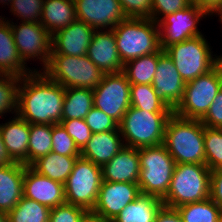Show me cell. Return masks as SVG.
Here are the masks:
<instances>
[{
    "label": "cell",
    "instance_id": "obj_50",
    "mask_svg": "<svg viewBox=\"0 0 222 222\" xmlns=\"http://www.w3.org/2000/svg\"><path fill=\"white\" fill-rule=\"evenodd\" d=\"M0 222H8V215H7V213L0 212Z\"/></svg>",
    "mask_w": 222,
    "mask_h": 222
},
{
    "label": "cell",
    "instance_id": "obj_29",
    "mask_svg": "<svg viewBox=\"0 0 222 222\" xmlns=\"http://www.w3.org/2000/svg\"><path fill=\"white\" fill-rule=\"evenodd\" d=\"M157 63L158 52L126 62L122 72L126 75L131 85L152 84L157 70Z\"/></svg>",
    "mask_w": 222,
    "mask_h": 222
},
{
    "label": "cell",
    "instance_id": "obj_46",
    "mask_svg": "<svg viewBox=\"0 0 222 222\" xmlns=\"http://www.w3.org/2000/svg\"><path fill=\"white\" fill-rule=\"evenodd\" d=\"M222 0H195L192 4L204 10L209 16L221 6Z\"/></svg>",
    "mask_w": 222,
    "mask_h": 222
},
{
    "label": "cell",
    "instance_id": "obj_16",
    "mask_svg": "<svg viewBox=\"0 0 222 222\" xmlns=\"http://www.w3.org/2000/svg\"><path fill=\"white\" fill-rule=\"evenodd\" d=\"M185 81L181 78L172 58L160 49L157 70L152 81L158 96L173 110L184 96Z\"/></svg>",
    "mask_w": 222,
    "mask_h": 222
},
{
    "label": "cell",
    "instance_id": "obj_4",
    "mask_svg": "<svg viewBox=\"0 0 222 222\" xmlns=\"http://www.w3.org/2000/svg\"><path fill=\"white\" fill-rule=\"evenodd\" d=\"M211 170L204 164H175L165 206L177 208L210 196Z\"/></svg>",
    "mask_w": 222,
    "mask_h": 222
},
{
    "label": "cell",
    "instance_id": "obj_8",
    "mask_svg": "<svg viewBox=\"0 0 222 222\" xmlns=\"http://www.w3.org/2000/svg\"><path fill=\"white\" fill-rule=\"evenodd\" d=\"M43 72L64 88H96L103 80L104 73L84 56L51 54Z\"/></svg>",
    "mask_w": 222,
    "mask_h": 222
},
{
    "label": "cell",
    "instance_id": "obj_26",
    "mask_svg": "<svg viewBox=\"0 0 222 222\" xmlns=\"http://www.w3.org/2000/svg\"><path fill=\"white\" fill-rule=\"evenodd\" d=\"M163 205L162 199L156 196L140 194L111 222H155L156 215Z\"/></svg>",
    "mask_w": 222,
    "mask_h": 222
},
{
    "label": "cell",
    "instance_id": "obj_42",
    "mask_svg": "<svg viewBox=\"0 0 222 222\" xmlns=\"http://www.w3.org/2000/svg\"><path fill=\"white\" fill-rule=\"evenodd\" d=\"M127 18H150L152 0H119Z\"/></svg>",
    "mask_w": 222,
    "mask_h": 222
},
{
    "label": "cell",
    "instance_id": "obj_21",
    "mask_svg": "<svg viewBox=\"0 0 222 222\" xmlns=\"http://www.w3.org/2000/svg\"><path fill=\"white\" fill-rule=\"evenodd\" d=\"M140 173L138 148L124 146L102 166L103 181L137 183Z\"/></svg>",
    "mask_w": 222,
    "mask_h": 222
},
{
    "label": "cell",
    "instance_id": "obj_12",
    "mask_svg": "<svg viewBox=\"0 0 222 222\" xmlns=\"http://www.w3.org/2000/svg\"><path fill=\"white\" fill-rule=\"evenodd\" d=\"M130 88L131 84L123 72L105 74L102 82L93 89L94 107L120 123L131 107Z\"/></svg>",
    "mask_w": 222,
    "mask_h": 222
},
{
    "label": "cell",
    "instance_id": "obj_40",
    "mask_svg": "<svg viewBox=\"0 0 222 222\" xmlns=\"http://www.w3.org/2000/svg\"><path fill=\"white\" fill-rule=\"evenodd\" d=\"M87 213L84 208L64 203L50 209L48 222H80Z\"/></svg>",
    "mask_w": 222,
    "mask_h": 222
},
{
    "label": "cell",
    "instance_id": "obj_18",
    "mask_svg": "<svg viewBox=\"0 0 222 222\" xmlns=\"http://www.w3.org/2000/svg\"><path fill=\"white\" fill-rule=\"evenodd\" d=\"M94 32L95 29L83 21L72 22L52 35L51 54L74 57L87 55Z\"/></svg>",
    "mask_w": 222,
    "mask_h": 222
},
{
    "label": "cell",
    "instance_id": "obj_36",
    "mask_svg": "<svg viewBox=\"0 0 222 222\" xmlns=\"http://www.w3.org/2000/svg\"><path fill=\"white\" fill-rule=\"evenodd\" d=\"M9 8L11 15L18 17L16 21L40 23L44 0H12Z\"/></svg>",
    "mask_w": 222,
    "mask_h": 222
},
{
    "label": "cell",
    "instance_id": "obj_52",
    "mask_svg": "<svg viewBox=\"0 0 222 222\" xmlns=\"http://www.w3.org/2000/svg\"><path fill=\"white\" fill-rule=\"evenodd\" d=\"M220 222H222V208L220 209Z\"/></svg>",
    "mask_w": 222,
    "mask_h": 222
},
{
    "label": "cell",
    "instance_id": "obj_10",
    "mask_svg": "<svg viewBox=\"0 0 222 222\" xmlns=\"http://www.w3.org/2000/svg\"><path fill=\"white\" fill-rule=\"evenodd\" d=\"M102 181L101 166L82 157L77 158L72 172L64 184L66 203L92 212L98 199Z\"/></svg>",
    "mask_w": 222,
    "mask_h": 222
},
{
    "label": "cell",
    "instance_id": "obj_44",
    "mask_svg": "<svg viewBox=\"0 0 222 222\" xmlns=\"http://www.w3.org/2000/svg\"><path fill=\"white\" fill-rule=\"evenodd\" d=\"M209 197L222 208V168L211 171Z\"/></svg>",
    "mask_w": 222,
    "mask_h": 222
},
{
    "label": "cell",
    "instance_id": "obj_45",
    "mask_svg": "<svg viewBox=\"0 0 222 222\" xmlns=\"http://www.w3.org/2000/svg\"><path fill=\"white\" fill-rule=\"evenodd\" d=\"M155 222H184L177 208L163 205L158 211Z\"/></svg>",
    "mask_w": 222,
    "mask_h": 222
},
{
    "label": "cell",
    "instance_id": "obj_24",
    "mask_svg": "<svg viewBox=\"0 0 222 222\" xmlns=\"http://www.w3.org/2000/svg\"><path fill=\"white\" fill-rule=\"evenodd\" d=\"M0 22V72L23 77L38 71L36 68H29L20 58L10 22L6 20Z\"/></svg>",
    "mask_w": 222,
    "mask_h": 222
},
{
    "label": "cell",
    "instance_id": "obj_6",
    "mask_svg": "<svg viewBox=\"0 0 222 222\" xmlns=\"http://www.w3.org/2000/svg\"><path fill=\"white\" fill-rule=\"evenodd\" d=\"M141 194L163 199L170 187L175 161L163 144L138 148Z\"/></svg>",
    "mask_w": 222,
    "mask_h": 222
},
{
    "label": "cell",
    "instance_id": "obj_2",
    "mask_svg": "<svg viewBox=\"0 0 222 222\" xmlns=\"http://www.w3.org/2000/svg\"><path fill=\"white\" fill-rule=\"evenodd\" d=\"M163 145L176 164L206 165L204 125L200 120L184 119L173 113L166 124Z\"/></svg>",
    "mask_w": 222,
    "mask_h": 222
},
{
    "label": "cell",
    "instance_id": "obj_22",
    "mask_svg": "<svg viewBox=\"0 0 222 222\" xmlns=\"http://www.w3.org/2000/svg\"><path fill=\"white\" fill-rule=\"evenodd\" d=\"M121 137L120 130L92 133L80 157L102 167L124 147Z\"/></svg>",
    "mask_w": 222,
    "mask_h": 222
},
{
    "label": "cell",
    "instance_id": "obj_39",
    "mask_svg": "<svg viewBox=\"0 0 222 222\" xmlns=\"http://www.w3.org/2000/svg\"><path fill=\"white\" fill-rule=\"evenodd\" d=\"M62 126L74 140L76 146L81 151L90 140L92 132L84 119L61 120Z\"/></svg>",
    "mask_w": 222,
    "mask_h": 222
},
{
    "label": "cell",
    "instance_id": "obj_49",
    "mask_svg": "<svg viewBox=\"0 0 222 222\" xmlns=\"http://www.w3.org/2000/svg\"><path fill=\"white\" fill-rule=\"evenodd\" d=\"M217 15L219 18V21H220V24H222V3H221V6L215 11V13L211 16H215Z\"/></svg>",
    "mask_w": 222,
    "mask_h": 222
},
{
    "label": "cell",
    "instance_id": "obj_47",
    "mask_svg": "<svg viewBox=\"0 0 222 222\" xmlns=\"http://www.w3.org/2000/svg\"><path fill=\"white\" fill-rule=\"evenodd\" d=\"M14 161L9 156L7 149L4 145L1 133H0V166L8 165L13 163Z\"/></svg>",
    "mask_w": 222,
    "mask_h": 222
},
{
    "label": "cell",
    "instance_id": "obj_38",
    "mask_svg": "<svg viewBox=\"0 0 222 222\" xmlns=\"http://www.w3.org/2000/svg\"><path fill=\"white\" fill-rule=\"evenodd\" d=\"M92 133L119 130V123L100 109L93 107L84 118Z\"/></svg>",
    "mask_w": 222,
    "mask_h": 222
},
{
    "label": "cell",
    "instance_id": "obj_13",
    "mask_svg": "<svg viewBox=\"0 0 222 222\" xmlns=\"http://www.w3.org/2000/svg\"><path fill=\"white\" fill-rule=\"evenodd\" d=\"M207 17L210 16L192 3L185 9L164 16L158 22L161 49L165 50L172 44L203 35L198 24Z\"/></svg>",
    "mask_w": 222,
    "mask_h": 222
},
{
    "label": "cell",
    "instance_id": "obj_32",
    "mask_svg": "<svg viewBox=\"0 0 222 222\" xmlns=\"http://www.w3.org/2000/svg\"><path fill=\"white\" fill-rule=\"evenodd\" d=\"M184 222H220V207L209 197L177 207Z\"/></svg>",
    "mask_w": 222,
    "mask_h": 222
},
{
    "label": "cell",
    "instance_id": "obj_17",
    "mask_svg": "<svg viewBox=\"0 0 222 222\" xmlns=\"http://www.w3.org/2000/svg\"><path fill=\"white\" fill-rule=\"evenodd\" d=\"M23 196L47 207L54 208L66 203L64 184L39 174L25 165Z\"/></svg>",
    "mask_w": 222,
    "mask_h": 222
},
{
    "label": "cell",
    "instance_id": "obj_9",
    "mask_svg": "<svg viewBox=\"0 0 222 222\" xmlns=\"http://www.w3.org/2000/svg\"><path fill=\"white\" fill-rule=\"evenodd\" d=\"M222 89V60L208 73L185 83L184 96L173 110L184 119L201 120Z\"/></svg>",
    "mask_w": 222,
    "mask_h": 222
},
{
    "label": "cell",
    "instance_id": "obj_35",
    "mask_svg": "<svg viewBox=\"0 0 222 222\" xmlns=\"http://www.w3.org/2000/svg\"><path fill=\"white\" fill-rule=\"evenodd\" d=\"M204 150L208 168H222V128L204 126Z\"/></svg>",
    "mask_w": 222,
    "mask_h": 222
},
{
    "label": "cell",
    "instance_id": "obj_33",
    "mask_svg": "<svg viewBox=\"0 0 222 222\" xmlns=\"http://www.w3.org/2000/svg\"><path fill=\"white\" fill-rule=\"evenodd\" d=\"M49 213L46 205L23 196L7 215L8 222H48Z\"/></svg>",
    "mask_w": 222,
    "mask_h": 222
},
{
    "label": "cell",
    "instance_id": "obj_31",
    "mask_svg": "<svg viewBox=\"0 0 222 222\" xmlns=\"http://www.w3.org/2000/svg\"><path fill=\"white\" fill-rule=\"evenodd\" d=\"M52 150V125L30 124L28 166Z\"/></svg>",
    "mask_w": 222,
    "mask_h": 222
},
{
    "label": "cell",
    "instance_id": "obj_23",
    "mask_svg": "<svg viewBox=\"0 0 222 222\" xmlns=\"http://www.w3.org/2000/svg\"><path fill=\"white\" fill-rule=\"evenodd\" d=\"M25 165L0 166V212L9 213L23 197Z\"/></svg>",
    "mask_w": 222,
    "mask_h": 222
},
{
    "label": "cell",
    "instance_id": "obj_27",
    "mask_svg": "<svg viewBox=\"0 0 222 222\" xmlns=\"http://www.w3.org/2000/svg\"><path fill=\"white\" fill-rule=\"evenodd\" d=\"M79 157L60 155L51 151L36 160L31 167L39 174L65 184L72 172L75 161Z\"/></svg>",
    "mask_w": 222,
    "mask_h": 222
},
{
    "label": "cell",
    "instance_id": "obj_30",
    "mask_svg": "<svg viewBox=\"0 0 222 222\" xmlns=\"http://www.w3.org/2000/svg\"><path fill=\"white\" fill-rule=\"evenodd\" d=\"M130 105L148 112H174L156 93L151 84H135L130 88Z\"/></svg>",
    "mask_w": 222,
    "mask_h": 222
},
{
    "label": "cell",
    "instance_id": "obj_37",
    "mask_svg": "<svg viewBox=\"0 0 222 222\" xmlns=\"http://www.w3.org/2000/svg\"><path fill=\"white\" fill-rule=\"evenodd\" d=\"M51 151L65 156H80V150L61 123L52 125Z\"/></svg>",
    "mask_w": 222,
    "mask_h": 222
},
{
    "label": "cell",
    "instance_id": "obj_41",
    "mask_svg": "<svg viewBox=\"0 0 222 222\" xmlns=\"http://www.w3.org/2000/svg\"><path fill=\"white\" fill-rule=\"evenodd\" d=\"M190 4L188 0H152L150 19L158 23L164 16L185 9Z\"/></svg>",
    "mask_w": 222,
    "mask_h": 222
},
{
    "label": "cell",
    "instance_id": "obj_48",
    "mask_svg": "<svg viewBox=\"0 0 222 222\" xmlns=\"http://www.w3.org/2000/svg\"><path fill=\"white\" fill-rule=\"evenodd\" d=\"M80 222H107L99 218L98 216L88 212Z\"/></svg>",
    "mask_w": 222,
    "mask_h": 222
},
{
    "label": "cell",
    "instance_id": "obj_14",
    "mask_svg": "<svg viewBox=\"0 0 222 222\" xmlns=\"http://www.w3.org/2000/svg\"><path fill=\"white\" fill-rule=\"evenodd\" d=\"M141 194L137 183L102 181L92 214L111 222L121 210Z\"/></svg>",
    "mask_w": 222,
    "mask_h": 222
},
{
    "label": "cell",
    "instance_id": "obj_5",
    "mask_svg": "<svg viewBox=\"0 0 222 222\" xmlns=\"http://www.w3.org/2000/svg\"><path fill=\"white\" fill-rule=\"evenodd\" d=\"M174 112H148L130 107L119 123L124 146L142 148L163 144L168 119Z\"/></svg>",
    "mask_w": 222,
    "mask_h": 222
},
{
    "label": "cell",
    "instance_id": "obj_3",
    "mask_svg": "<svg viewBox=\"0 0 222 222\" xmlns=\"http://www.w3.org/2000/svg\"><path fill=\"white\" fill-rule=\"evenodd\" d=\"M112 30L123 64L161 49L158 23L150 18H127Z\"/></svg>",
    "mask_w": 222,
    "mask_h": 222
},
{
    "label": "cell",
    "instance_id": "obj_19",
    "mask_svg": "<svg viewBox=\"0 0 222 222\" xmlns=\"http://www.w3.org/2000/svg\"><path fill=\"white\" fill-rule=\"evenodd\" d=\"M87 56L104 74L123 71L113 30H95Z\"/></svg>",
    "mask_w": 222,
    "mask_h": 222
},
{
    "label": "cell",
    "instance_id": "obj_20",
    "mask_svg": "<svg viewBox=\"0 0 222 222\" xmlns=\"http://www.w3.org/2000/svg\"><path fill=\"white\" fill-rule=\"evenodd\" d=\"M0 124V133L7 152L14 162L28 166L30 124L18 115Z\"/></svg>",
    "mask_w": 222,
    "mask_h": 222
},
{
    "label": "cell",
    "instance_id": "obj_51",
    "mask_svg": "<svg viewBox=\"0 0 222 222\" xmlns=\"http://www.w3.org/2000/svg\"><path fill=\"white\" fill-rule=\"evenodd\" d=\"M0 3L2 5L4 4L5 6L7 4V6L9 7L11 5V3H12V0H0Z\"/></svg>",
    "mask_w": 222,
    "mask_h": 222
},
{
    "label": "cell",
    "instance_id": "obj_43",
    "mask_svg": "<svg viewBox=\"0 0 222 222\" xmlns=\"http://www.w3.org/2000/svg\"><path fill=\"white\" fill-rule=\"evenodd\" d=\"M200 121L206 127L222 128V89L217 93L209 110Z\"/></svg>",
    "mask_w": 222,
    "mask_h": 222
},
{
    "label": "cell",
    "instance_id": "obj_28",
    "mask_svg": "<svg viewBox=\"0 0 222 222\" xmlns=\"http://www.w3.org/2000/svg\"><path fill=\"white\" fill-rule=\"evenodd\" d=\"M93 107V89L65 88L62 120L84 119Z\"/></svg>",
    "mask_w": 222,
    "mask_h": 222
},
{
    "label": "cell",
    "instance_id": "obj_11",
    "mask_svg": "<svg viewBox=\"0 0 222 222\" xmlns=\"http://www.w3.org/2000/svg\"><path fill=\"white\" fill-rule=\"evenodd\" d=\"M7 21L10 22L14 43L22 61L27 65L32 59H39L42 68L38 71L44 70L50 61L52 35L40 23L20 22L19 25L11 19Z\"/></svg>",
    "mask_w": 222,
    "mask_h": 222
},
{
    "label": "cell",
    "instance_id": "obj_53",
    "mask_svg": "<svg viewBox=\"0 0 222 222\" xmlns=\"http://www.w3.org/2000/svg\"><path fill=\"white\" fill-rule=\"evenodd\" d=\"M4 18H5V17H1V16H0V22H1V21H3V20H4Z\"/></svg>",
    "mask_w": 222,
    "mask_h": 222
},
{
    "label": "cell",
    "instance_id": "obj_25",
    "mask_svg": "<svg viewBox=\"0 0 222 222\" xmlns=\"http://www.w3.org/2000/svg\"><path fill=\"white\" fill-rule=\"evenodd\" d=\"M76 20L74 0H44L40 24L51 35Z\"/></svg>",
    "mask_w": 222,
    "mask_h": 222
},
{
    "label": "cell",
    "instance_id": "obj_7",
    "mask_svg": "<svg viewBox=\"0 0 222 222\" xmlns=\"http://www.w3.org/2000/svg\"><path fill=\"white\" fill-rule=\"evenodd\" d=\"M210 45L203 34L172 44L165 52L172 58L181 78L189 82L208 73L222 60V54H213Z\"/></svg>",
    "mask_w": 222,
    "mask_h": 222
},
{
    "label": "cell",
    "instance_id": "obj_34",
    "mask_svg": "<svg viewBox=\"0 0 222 222\" xmlns=\"http://www.w3.org/2000/svg\"><path fill=\"white\" fill-rule=\"evenodd\" d=\"M20 80L21 77L10 74L0 77V119L7 113L17 115Z\"/></svg>",
    "mask_w": 222,
    "mask_h": 222
},
{
    "label": "cell",
    "instance_id": "obj_15",
    "mask_svg": "<svg viewBox=\"0 0 222 222\" xmlns=\"http://www.w3.org/2000/svg\"><path fill=\"white\" fill-rule=\"evenodd\" d=\"M77 20L95 30H112L127 19L119 0H74Z\"/></svg>",
    "mask_w": 222,
    "mask_h": 222
},
{
    "label": "cell",
    "instance_id": "obj_1",
    "mask_svg": "<svg viewBox=\"0 0 222 222\" xmlns=\"http://www.w3.org/2000/svg\"><path fill=\"white\" fill-rule=\"evenodd\" d=\"M65 88L43 71L21 77L17 115L29 124H58L62 120Z\"/></svg>",
    "mask_w": 222,
    "mask_h": 222
}]
</instances>
